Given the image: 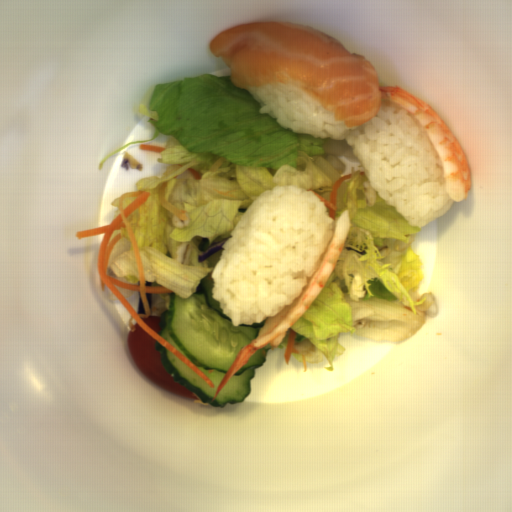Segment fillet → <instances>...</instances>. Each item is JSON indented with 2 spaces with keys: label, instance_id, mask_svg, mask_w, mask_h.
<instances>
[{
  "label": "fillet",
  "instance_id": "1",
  "mask_svg": "<svg viewBox=\"0 0 512 512\" xmlns=\"http://www.w3.org/2000/svg\"><path fill=\"white\" fill-rule=\"evenodd\" d=\"M238 88H301L346 127L379 113L381 76L371 62L331 34L283 20H255L220 30L208 44Z\"/></svg>",
  "mask_w": 512,
  "mask_h": 512
}]
</instances>
